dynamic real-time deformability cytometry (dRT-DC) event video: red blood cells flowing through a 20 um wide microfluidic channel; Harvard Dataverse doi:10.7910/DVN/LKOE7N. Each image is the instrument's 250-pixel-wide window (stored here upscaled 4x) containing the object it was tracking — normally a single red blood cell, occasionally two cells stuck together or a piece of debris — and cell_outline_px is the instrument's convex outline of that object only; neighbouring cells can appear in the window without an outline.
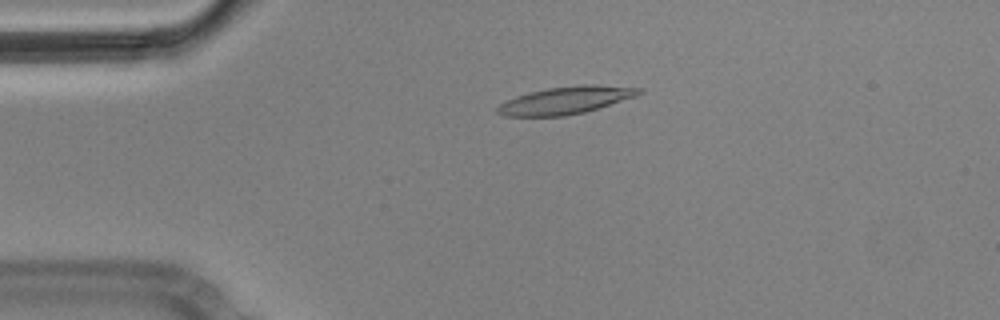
{"species": "Egyptian fruit bat (a non-hibernating species)", "species_latin": "Rousettus aegyptiacus", "temperature_condition": "cold", "stored_images_in_passage": 4, "camera_frame_rate_fps": 3000, "um_per_image_px": 0.085, "animal": {"sex": "male"}, "frame": {"image": 1, "passage_image": 3, "time_ms": 0.667, "image_size_px": [1000, 320], "cell_outline_px": [[644, 92], [636, 96], [584, 112], [564, 116], [504, 116], [496, 112], [496, 108], [500, 104], [516, 96], [548, 88], [580, 84], [596, 84], [644, 88]], "centroid_in_image_um": [48.12, 8.51], "position_along_channel_um": 36.9, "area_um2": 22.54}}